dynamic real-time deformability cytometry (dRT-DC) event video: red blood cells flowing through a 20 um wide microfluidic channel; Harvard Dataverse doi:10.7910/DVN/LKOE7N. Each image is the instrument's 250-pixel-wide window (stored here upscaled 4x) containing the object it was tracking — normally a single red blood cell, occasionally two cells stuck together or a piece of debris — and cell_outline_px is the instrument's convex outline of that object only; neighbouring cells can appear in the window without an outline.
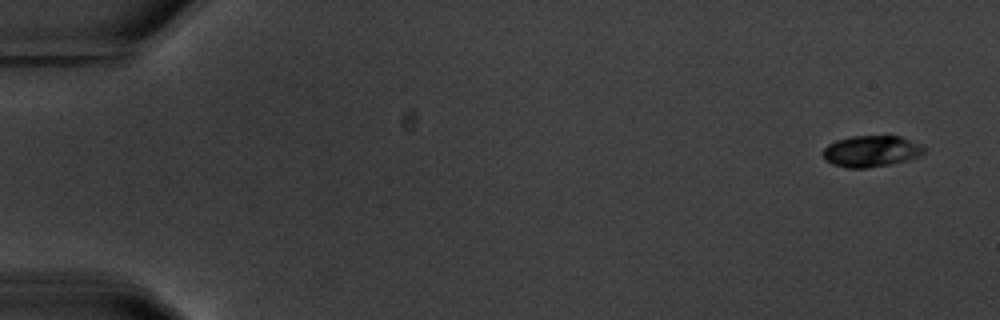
{"species": "common noctule bat (a hibernating species)", "species_latin": "Nyctalus noctula", "temperature_condition": "warm", "stored_images_in_passage": 11, "camera_frame_rate_fps": 3000, "um_per_image_px": 0.085, "animal": {"sex": "male", "body_mass_g": 20.1, "forearm_length_mm": 53.5}, "frame": {"image": 1, "passage_image": 1, "time_ms": 0.0, "image_size_px": [1000, 320], "cell_outline_px": [[924, 152], [920, 156], [888, 164], [868, 168], [848, 168], [832, 164], [824, 160], [820, 152], [828, 144], [836, 140], [852, 136], [900, 136], [920, 144], [924, 148]], "centroid_in_image_um": [73.98, 12.85], "position_along_channel_um": 11.0, "area_um2": 18.44}}
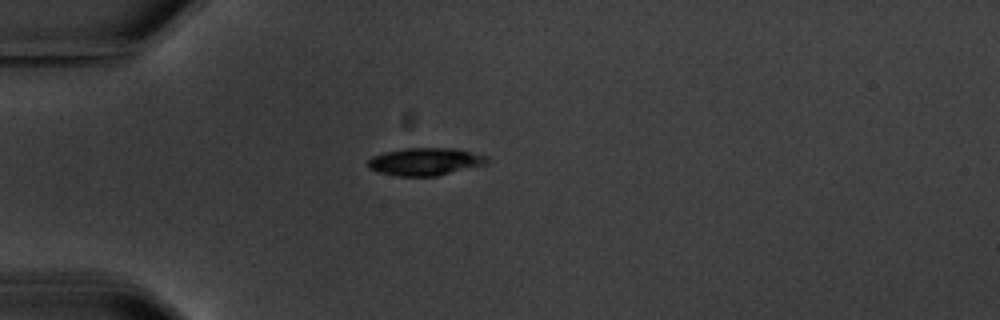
{"frame": {"image": 2, "passage_image": 4, "time_ms": 4.667, "image_size_px": [1000, 320], "cell_outline_px": [[488, 160], [484, 164], [436, 176], [400, 176], [376, 172], [368, 168], [368, 160], [372, 156], [384, 152], [404, 148], [456, 148], [484, 156]], "centroid_in_image_um": [36.05, 13.73], "position_along_channel_um": 48.9, "area_um2": 18.9}}